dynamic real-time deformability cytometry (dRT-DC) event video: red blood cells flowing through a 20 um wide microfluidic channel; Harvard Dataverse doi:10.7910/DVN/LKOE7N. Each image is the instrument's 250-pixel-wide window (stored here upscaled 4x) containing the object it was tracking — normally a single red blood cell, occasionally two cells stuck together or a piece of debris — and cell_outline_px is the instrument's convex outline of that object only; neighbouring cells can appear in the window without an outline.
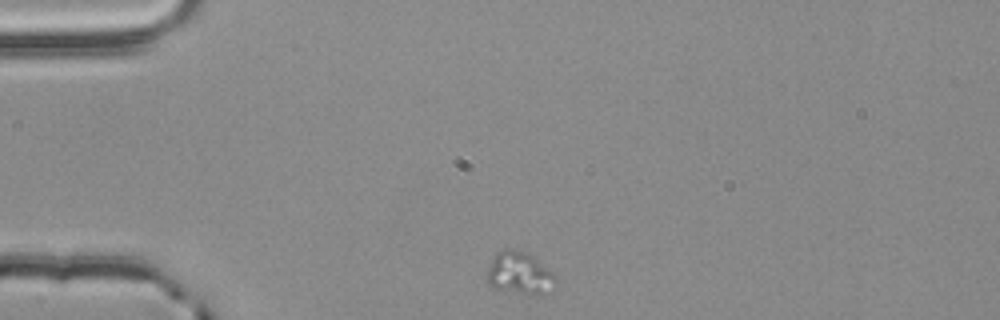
{"species": "common noctule bat (a hibernating species)", "species_latin": "Nyctalus noctula", "temperature_condition": "room temperature", "stored_images_in_passage": 35, "camera_frame_rate_fps": 3000, "um_per_image_px": 0.085, "animal": {"sex": "male", "body_mass_g": 20.4}, "frame": {"image": 1, "passage_image": 1, "time_ms": 0.0, "image_size_px": [1000, 320], "cell_outline_px": [[556, 284], [552, 292], [524, 292], [492, 288], [488, 284], [484, 272], [488, 264], [496, 252], [504, 248], [512, 248], [528, 252], [552, 272], [556, 276]], "centroid_in_image_um": [44.1, 23.16], "position_along_channel_um": 40.9, "area_um2": 17.05}}